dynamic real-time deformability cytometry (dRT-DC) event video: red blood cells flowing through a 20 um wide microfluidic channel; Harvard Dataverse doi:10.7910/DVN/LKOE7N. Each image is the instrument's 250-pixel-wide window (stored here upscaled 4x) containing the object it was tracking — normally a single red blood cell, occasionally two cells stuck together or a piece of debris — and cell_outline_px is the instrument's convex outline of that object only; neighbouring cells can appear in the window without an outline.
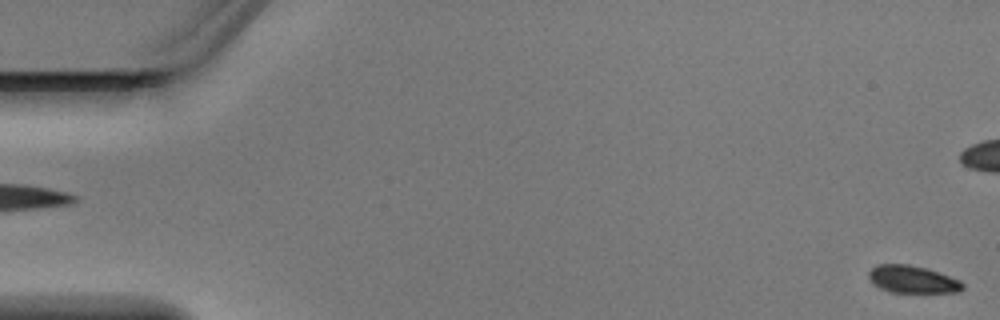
{"species": "Egyptian fruit bat (a non-hibernating species)", "species_latin": "Rousettus aegyptiacus", "temperature_condition": "warm", "stored_images_in_passage": 4, "segment_of_instrument_passage": [2, 2], "camera_frame_rate_fps": 3000, "um_per_image_px": 0.085, "animal": {"sex": "male"}, "frame": {"image": 1, "passage_image": 4, "time_ms": 1.0, "image_size_px": [1000, 320], "cell_outline_px": [[964, 288], [960, 292], [892, 292], [880, 288], [868, 276], [868, 272], [872, 268], [880, 264], [908, 264], [928, 268], [960, 280], [964, 284]], "centroid_in_image_um": [77.61, 23.74], "position_along_channel_um": 7.4, "area_um2": 14.91}}